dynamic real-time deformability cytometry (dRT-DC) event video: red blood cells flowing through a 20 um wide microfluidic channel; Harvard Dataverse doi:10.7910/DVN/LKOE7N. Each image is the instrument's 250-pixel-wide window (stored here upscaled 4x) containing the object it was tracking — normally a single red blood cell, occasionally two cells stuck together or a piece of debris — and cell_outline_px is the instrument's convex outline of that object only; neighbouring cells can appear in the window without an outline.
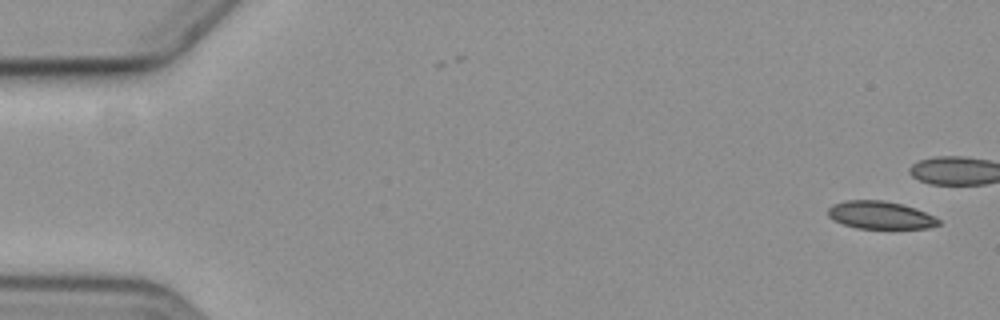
{"species": "common noctule bat (a hibernating species)", "species_latin": "Nyctalus noctula", "temperature_condition": "cold", "stored_images_in_passage": 2, "camera_frame_rate_fps": 3000, "um_per_image_px": 0.085, "animal": {"sex": "female", "body_mass_g": 19.3, "forearm_length_mm": 54.1}, "frame": {"image": 1, "passage_image": 2, "time_ms": 1.0, "image_size_px": [1000, 320], "cell_outline_px": [[940, 224], [928, 228], [856, 228], [832, 220], [828, 216], [828, 208], [832, 204], [848, 200], [884, 200], [916, 208], [940, 220]], "centroid_in_image_um": [74.79, 18.28], "position_along_channel_um": 10.2, "area_um2": 17.74}}